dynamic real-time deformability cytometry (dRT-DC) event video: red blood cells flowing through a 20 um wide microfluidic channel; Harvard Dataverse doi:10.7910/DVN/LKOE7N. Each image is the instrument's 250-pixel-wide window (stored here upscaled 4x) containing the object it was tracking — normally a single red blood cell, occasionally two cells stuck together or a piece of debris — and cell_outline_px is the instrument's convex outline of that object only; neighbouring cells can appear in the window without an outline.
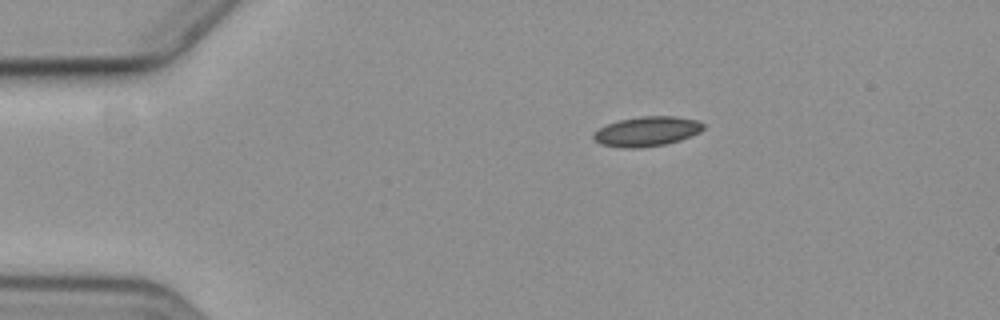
{"species": "common noctule bat (a hibernating species)", "species_latin": "Nyctalus noctula", "temperature_condition": "cold", "stored_images_in_passage": 6, "camera_frame_rate_fps": 3000, "um_per_image_px": 0.085, "animal": {"sex": "female", "body_mass_g": 19.3, "forearm_length_mm": 54.1}, "frame": {"image": 1, "passage_image": 1, "time_ms": 0.0, "image_size_px": [1000, 320], "cell_outline_px": [[704, 128], [700, 132], [680, 140], [664, 144], [640, 148], [624, 148], [600, 144], [592, 136], [600, 128], [608, 124], [620, 120], [640, 116], [676, 116], [696, 120], [704, 124]], "centroid_in_image_um": [55.0, 11.17], "position_along_channel_um": 30.0, "area_um2": 18.84}}
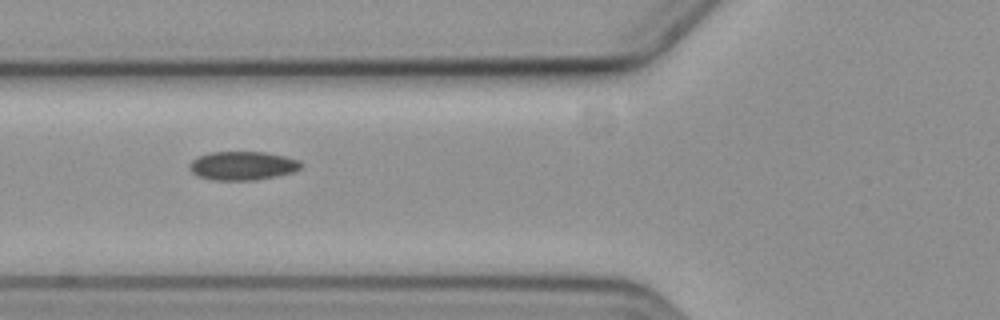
{"frame": {"image": 2, "passage_image": 4, "time_ms": 3.667, "image_size_px": [1000, 320], "cell_outline_px": [[304, 164], [300, 168], [292, 172], [276, 176], [252, 180], [212, 180], [196, 176], [188, 168], [188, 164], [192, 160], [200, 156], [212, 152], [264, 152], [284, 156], [300, 160]], "centroid_in_image_um": [20.6, 14.09], "position_along_channel_um": 105.2, "area_um2": 18.67}}
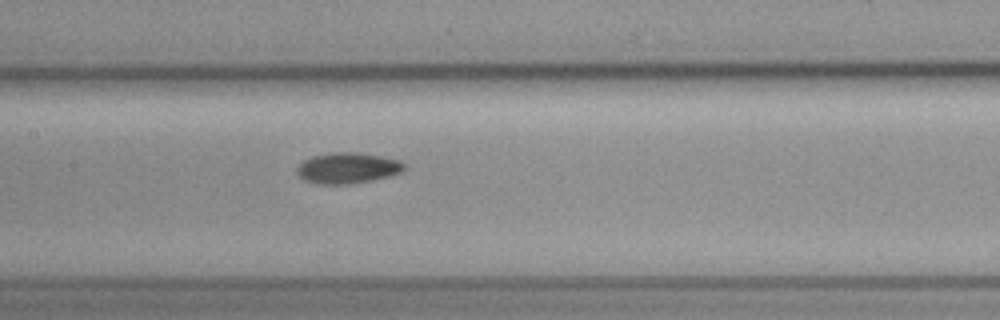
{"frame": {"image": 3, "passage_image": 6, "time_ms": 5.667, "image_size_px": [1000, 320], "cell_outline_px": [[404, 168], [400, 172], [388, 176], [348, 184], [320, 184], [304, 180], [296, 172], [296, 168], [304, 160], [312, 156], [332, 152], [360, 152], [400, 160], [404, 164]], "centroid_in_image_um": [29.51, 14.27], "position_along_channel_um": 177.9, "area_um2": 19.07}}